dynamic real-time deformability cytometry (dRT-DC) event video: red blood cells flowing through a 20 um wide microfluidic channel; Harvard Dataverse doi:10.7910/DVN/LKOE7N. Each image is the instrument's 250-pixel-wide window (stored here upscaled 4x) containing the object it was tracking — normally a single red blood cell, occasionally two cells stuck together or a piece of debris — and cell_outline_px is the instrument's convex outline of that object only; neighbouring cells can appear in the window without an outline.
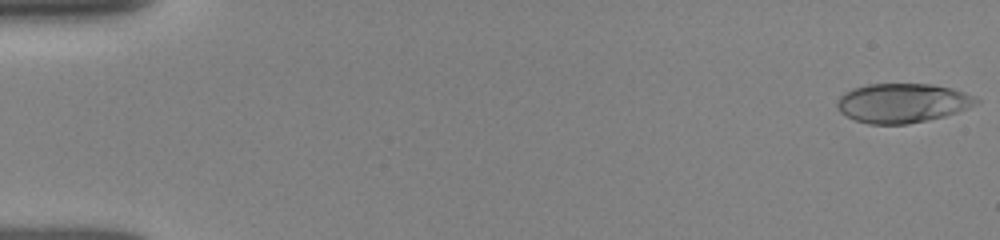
{"species": "human", "species_latin": "Homo sapiens", "temperature_condition": "room temperature", "stored_images_in_passage": 11, "camera_frame_rate_fps": 3000, "um_per_image_px": 0.085, "donor": {"sex": "female"}, "frame": {"image": 1, "passage_image": 1, "time_ms": 0.0, "image_size_px": [1000, 240], "cell_outline_px": [[980, 104], [944, 116], [908, 124], [868, 124], [856, 120], [840, 112], [836, 108], [836, 100], [844, 92], [852, 88], [868, 84], [932, 84], [952, 88], [964, 92], [980, 100]], "centroid_in_image_um": [76.69, 8.75], "position_along_channel_um": 8.3, "area_um2": 31.96}}
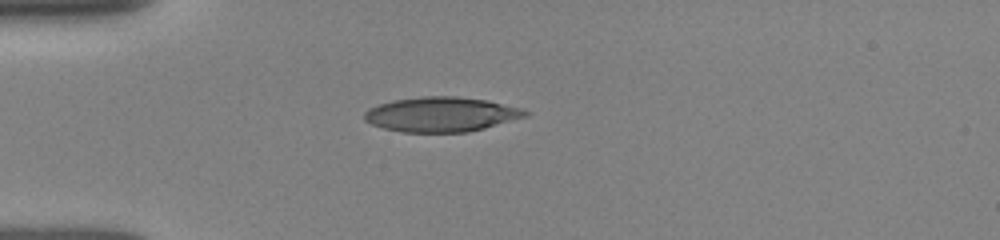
{"frame": {"image": 2, "passage_image": 8, "time_ms": 2.333, "image_size_px": [1000, 240], "cell_outline_px": [[532, 112], [528, 116], [484, 128], [468, 132], [400, 132], [384, 128], [372, 124], [364, 120], [364, 112], [368, 108], [392, 100], [424, 96], [456, 96], [488, 100], [524, 108]], "centroid_in_image_um": [37.55, 9.71], "position_along_channel_um": 47.5, "area_um2": 32.83}}
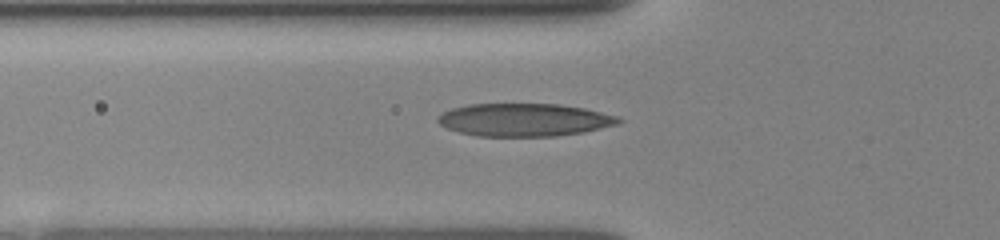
{"frame": {"image": 3, "passage_image": 10, "time_ms": 3.0, "image_size_px": [1000, 240], "cell_outline_px": [[624, 120], [620, 124], [584, 132], [556, 136], [476, 136], [460, 132], [448, 128], [440, 124], [436, 120], [436, 116], [452, 108], [468, 104], [560, 104], [584, 108], [616, 116]], "centroid_in_image_um": [44.57, 10.19], "position_along_channel_um": 81.2, "area_um2": 34.68}}